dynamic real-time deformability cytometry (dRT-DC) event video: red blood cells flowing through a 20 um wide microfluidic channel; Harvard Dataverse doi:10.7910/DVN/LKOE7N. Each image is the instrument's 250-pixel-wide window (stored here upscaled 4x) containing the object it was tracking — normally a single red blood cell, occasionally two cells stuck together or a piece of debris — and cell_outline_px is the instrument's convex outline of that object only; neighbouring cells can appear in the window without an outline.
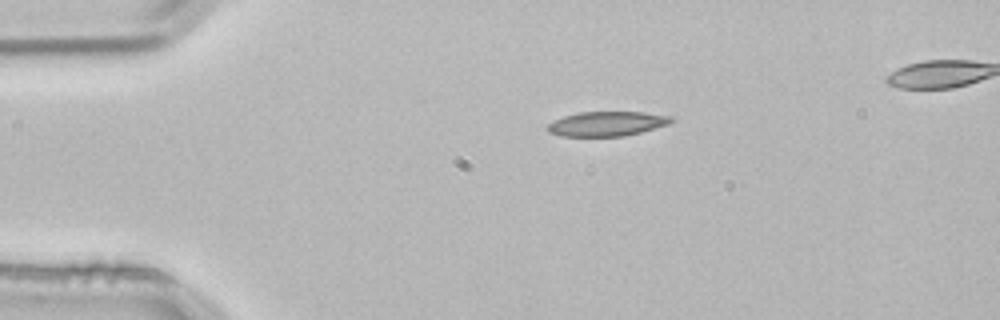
{"species": "common noctule bat (a hibernating species)", "species_latin": "Nyctalus noctula", "temperature_condition": "room temperature", "stored_images_in_passage": 3, "segment_of_instrument_passage": [1, 2], "camera_frame_rate_fps": 3000, "um_per_image_px": 0.085, "animal": {"sex": "male", "body_mass_g": 21.5, "forearm_length_mm": 52.0}, "frame": {"image": 1, "passage_image": 1, "time_ms": 0.0, "image_size_px": [1000, 320], "cell_outline_px": [[672, 120], [668, 124], [640, 132], [624, 136], [560, 136], [548, 132], [544, 128], [548, 124], [564, 116], [580, 112], [644, 112], [672, 116]], "centroid_in_image_um": [51.55, 10.52], "position_along_channel_um": 33.5, "area_um2": 17.63}}